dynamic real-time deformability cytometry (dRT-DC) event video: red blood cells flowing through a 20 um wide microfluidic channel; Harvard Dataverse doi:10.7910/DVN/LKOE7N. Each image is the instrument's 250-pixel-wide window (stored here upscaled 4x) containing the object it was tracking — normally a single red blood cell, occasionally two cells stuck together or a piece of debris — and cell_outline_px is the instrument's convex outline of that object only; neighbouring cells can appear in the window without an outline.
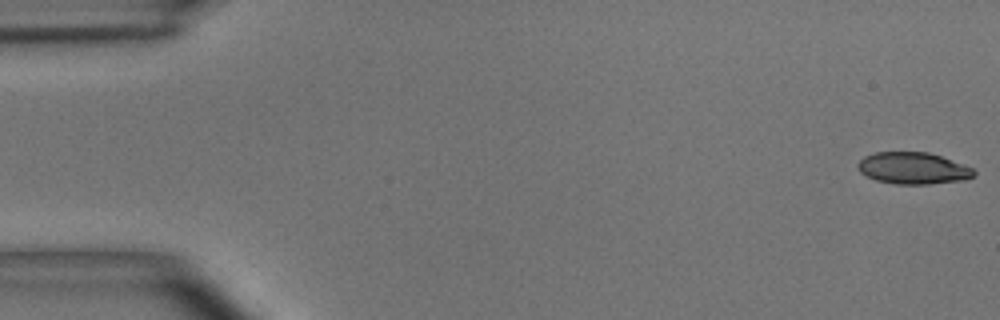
{"species": "common noctule bat (a hibernating species)", "species_latin": "Nyctalus noctula", "temperature_condition": "room temperature", "stored_images_in_passage": 55, "camera_frame_rate_fps": 3000, "um_per_image_px": 0.085, "animal": {"sex": "male", "body_mass_g": 15.6}, "frame": {"image": 1, "passage_image": 1, "time_ms": 0.0, "image_size_px": [1000, 320], "cell_outline_px": [[976, 176], [964, 180], [928, 184], [896, 184], [876, 180], [860, 172], [856, 164], [864, 156], [876, 152], [928, 152], [940, 156], [972, 168], [976, 172]], "centroid_in_image_um": [77.61, 14.3], "position_along_channel_um": 7.4, "area_um2": 21.39}}
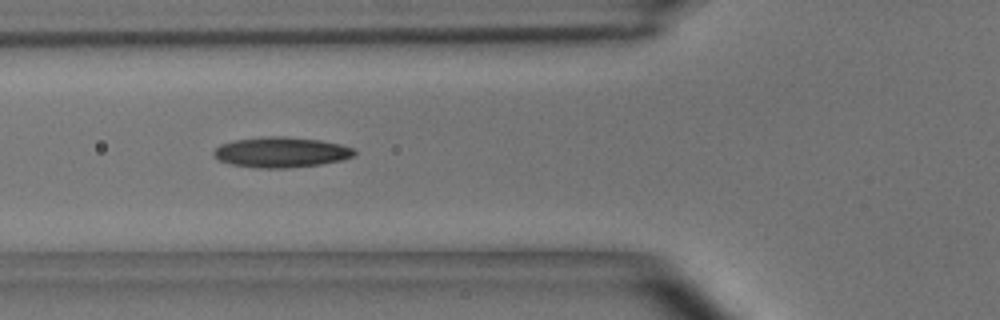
{"frame": {"image": 2, "passage_image": 20, "time_ms": 6.333, "image_size_px": [1000, 320], "cell_outline_px": [[356, 152], [352, 156], [340, 160], [320, 164], [288, 168], [260, 168], [232, 164], [220, 160], [212, 152], [220, 144], [232, 140], [268, 136], [284, 136], [320, 140], [340, 144], [356, 148]], "centroid_in_image_um": [23.9, 12.93], "position_along_channel_um": 101.9, "area_um2": 24.8}}
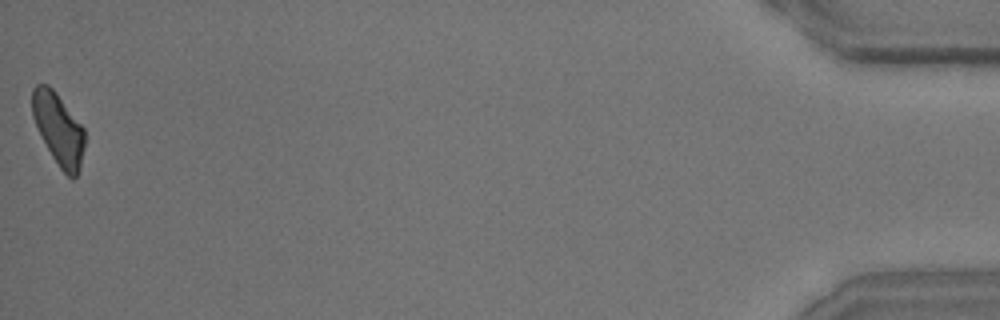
{"frame": {"image": 3, "passage_image": 55, "time_ms": 18.0, "image_size_px": [1000, 320], "cell_outline_px": [[84, 148], [80, 168], [76, 176], [72, 180], [60, 168], [52, 156], [32, 116], [32, 88], [36, 84], [48, 84], [56, 92], [84, 128]], "centroid_in_image_um": [4.98, 10.95], "position_along_channel_um": 430.2, "area_um2": 21.68}, "authors_computed_cell_mechanics": {"area_um2": 23.0622, "velocity_mm_per_s": 3.6213, "shape_relaxation_time_tau1_ms": 6.963, "shape_relaxation_time_tau2_ms": 4.4353, "deformation_change_tau1": 0.171, "deformation_change_tau2": 0.1351}}